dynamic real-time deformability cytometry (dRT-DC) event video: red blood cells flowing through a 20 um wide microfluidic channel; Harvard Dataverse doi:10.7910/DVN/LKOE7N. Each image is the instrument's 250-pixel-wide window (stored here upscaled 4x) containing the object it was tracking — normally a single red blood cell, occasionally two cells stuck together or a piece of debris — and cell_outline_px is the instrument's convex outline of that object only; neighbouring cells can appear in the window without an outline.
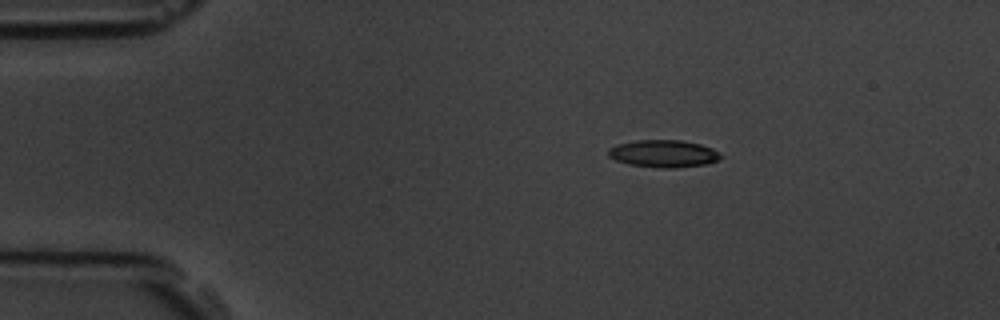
{"species": "common noctule bat (a hibernating species)", "species_latin": "Nyctalus noctula", "temperature_condition": "room temperature", "stored_images_in_passage": 6, "camera_frame_rate_fps": 3000, "um_per_image_px": 0.085, "animal": {"sex": "male", "body_mass_g": 19.5, "forearm_length_mm": 54.6}, "frame": {"image": 1, "passage_image": 1, "time_ms": 0.0, "image_size_px": [1000, 320], "cell_outline_px": [[724, 156], [708, 164], [672, 168], [660, 168], [628, 164], [616, 160], [608, 156], [608, 148], [616, 144], [636, 140], [680, 140], [700, 144], [712, 148]], "centroid_in_image_um": [56.38, 13.06], "position_along_channel_um": 28.6, "area_um2": 17.98}}
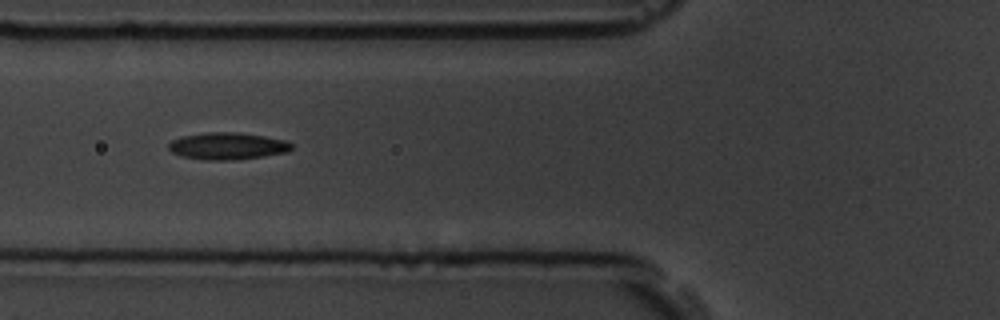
{"frame": {"image": 2, "passage_image": 4, "time_ms": 3.667, "image_size_px": [1000, 320], "cell_outline_px": [[292, 148], [288, 152], [264, 156], [232, 160], [204, 160], [180, 156], [172, 152], [168, 148], [168, 144], [172, 140], [180, 136], [204, 132], [240, 132], [264, 136], [284, 140], [292, 144]], "centroid_in_image_um": [19.3, 12.41], "position_along_channel_um": 106.5, "area_um2": 19.54}}
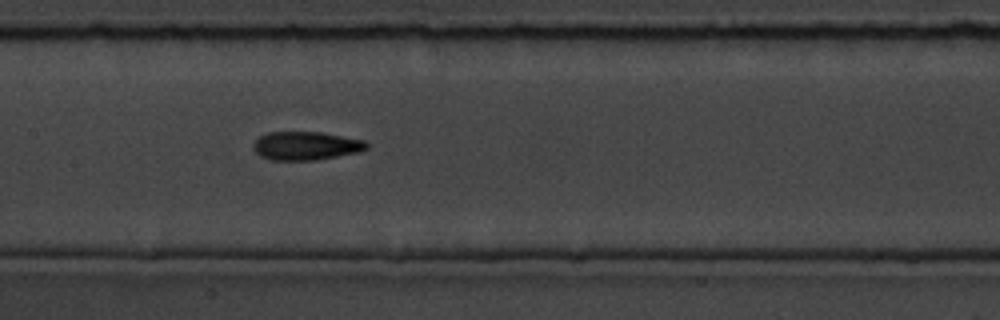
{"frame": {"image": 3, "passage_image": 6, "time_ms": 5.667, "image_size_px": [1000, 320], "cell_outline_px": [[368, 148], [360, 152], [316, 160], [272, 160], [260, 156], [252, 148], [252, 144], [260, 136], [268, 132], [320, 132], [364, 140], [368, 144]], "centroid_in_image_um": [26.0, 12.4], "position_along_channel_um": 181.4, "area_um2": 18.84}}